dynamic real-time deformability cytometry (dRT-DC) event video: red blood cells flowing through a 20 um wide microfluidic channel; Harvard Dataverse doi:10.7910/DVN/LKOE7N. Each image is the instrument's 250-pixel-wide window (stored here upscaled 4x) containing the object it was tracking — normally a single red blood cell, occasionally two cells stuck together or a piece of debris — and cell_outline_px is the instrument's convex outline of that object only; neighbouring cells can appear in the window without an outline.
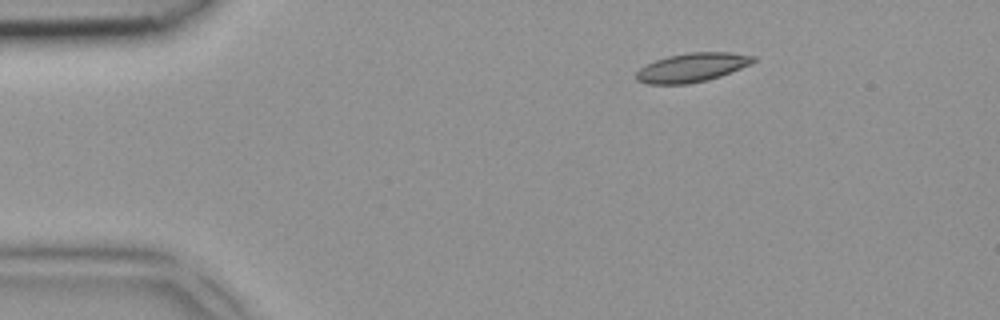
{"species": "common noctule bat (a hibernating species)", "species_latin": "Nyctalus noctula", "temperature_condition": "room temperature", "stored_images_in_passage": 2, "camera_frame_rate_fps": 3000, "um_per_image_px": 0.085, "animal": {"sex": "female", "body_mass_g": 18.4}, "frame": {"image": 1, "passage_image": 2, "time_ms": 0.333, "image_size_px": [1000, 320], "cell_outline_px": [[756, 60], [752, 64], [720, 76], [708, 80], [688, 84], [648, 84], [636, 80], [636, 72], [640, 68], [656, 60], [668, 56], [692, 52], [732, 52], [756, 56]], "centroid_in_image_um": [58.86, 5.74], "position_along_channel_um": 26.1, "area_um2": 19.77}}